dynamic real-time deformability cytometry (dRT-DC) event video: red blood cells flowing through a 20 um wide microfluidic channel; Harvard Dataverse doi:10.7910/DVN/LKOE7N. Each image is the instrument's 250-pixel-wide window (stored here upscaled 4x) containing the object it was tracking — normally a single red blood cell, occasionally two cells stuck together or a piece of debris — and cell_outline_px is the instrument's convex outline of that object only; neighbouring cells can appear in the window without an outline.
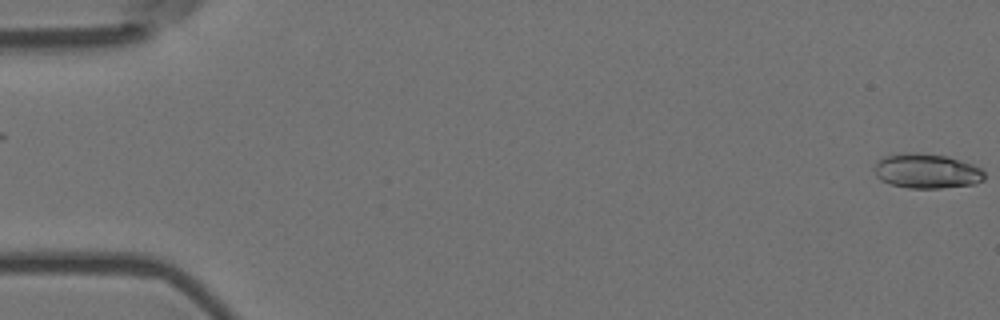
{"species": "Egyptian fruit bat (a non-hibernating species)", "species_latin": "Rousettus aegyptiacus", "temperature_condition": "room temperature", "stored_images_in_passage": 2, "camera_frame_rate_fps": 3000, "um_per_image_px": 0.085, "animal": {"sex": "female"}, "frame": {"image": 1, "passage_image": 2, "time_ms": 0.333, "image_size_px": [1000, 320], "cell_outline_px": [[984, 180], [976, 184], [940, 188], [908, 188], [892, 184], [880, 180], [876, 176], [876, 160], [884, 156], [948, 156], [972, 164], [980, 168], [984, 172]], "centroid_in_image_um": [78.83, 14.6], "position_along_channel_um": 6.2, "area_um2": 21.27}}